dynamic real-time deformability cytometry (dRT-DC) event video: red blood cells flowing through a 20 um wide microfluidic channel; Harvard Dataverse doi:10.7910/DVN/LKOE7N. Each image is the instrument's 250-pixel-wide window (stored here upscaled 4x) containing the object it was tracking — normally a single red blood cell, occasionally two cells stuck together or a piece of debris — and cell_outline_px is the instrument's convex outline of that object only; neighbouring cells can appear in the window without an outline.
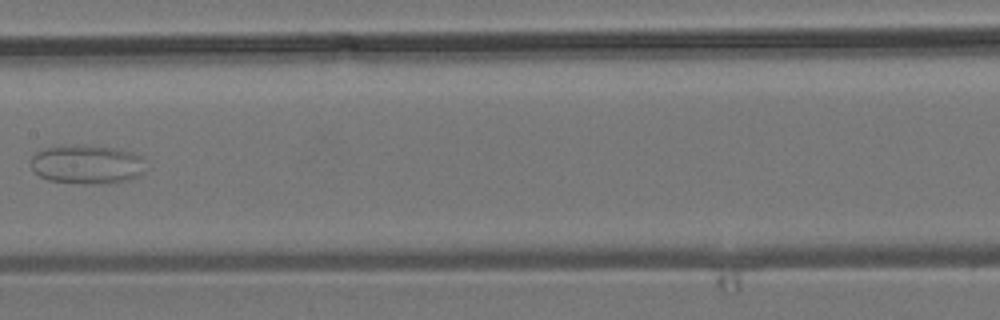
{"species": "common noctule bat (a hibernating species)", "species_latin": "Nyctalus noctula", "temperature_condition": "room temperature", "stored_images_in_passage": 8, "camera_frame_rate_fps": 3000, "um_per_image_px": 0.085, "animal": {"sex": "male", "body_mass_g": 19.2, "forearm_length_mm": 51.8}, "frame": {"image": 1, "passage_image": 7, "time_ms": 7.0, "image_size_px": [1000, 320], "cell_outline_px": [[144, 172], [140, 176], [128, 180], [100, 184], [80, 184], [48, 180], [32, 172], [32, 156], [36, 152], [44, 148], [116, 148], [132, 152], [144, 156]], "centroid_in_image_um": [7.44, 14.04], "position_along_channel_um": 200.0, "area_um2": 25.49}}
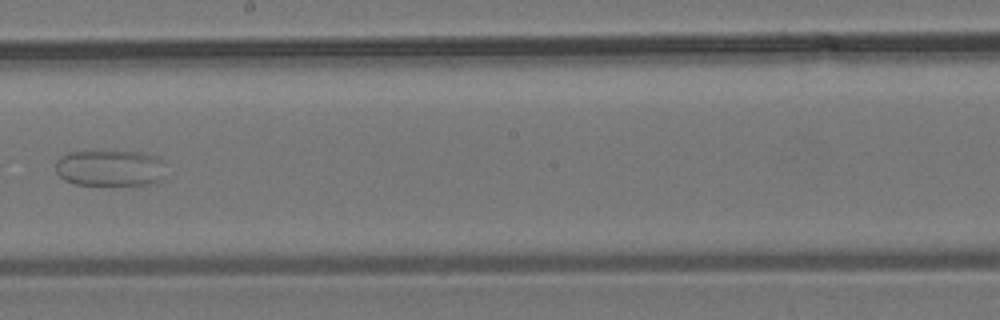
{"frame": {"image": 2, "passage_image": 8, "time_ms": 8.0, "image_size_px": [1000, 320], "cell_outline_px": [[164, 160], [160, 180], [156, 184], [76, 184], [64, 180], [56, 172], [56, 160], [60, 156], [68, 152], [144, 152], [156, 156]], "centroid_in_image_um": [9.34, 14.28], "position_along_channel_um": 238.9, "area_um2": 23.06}}